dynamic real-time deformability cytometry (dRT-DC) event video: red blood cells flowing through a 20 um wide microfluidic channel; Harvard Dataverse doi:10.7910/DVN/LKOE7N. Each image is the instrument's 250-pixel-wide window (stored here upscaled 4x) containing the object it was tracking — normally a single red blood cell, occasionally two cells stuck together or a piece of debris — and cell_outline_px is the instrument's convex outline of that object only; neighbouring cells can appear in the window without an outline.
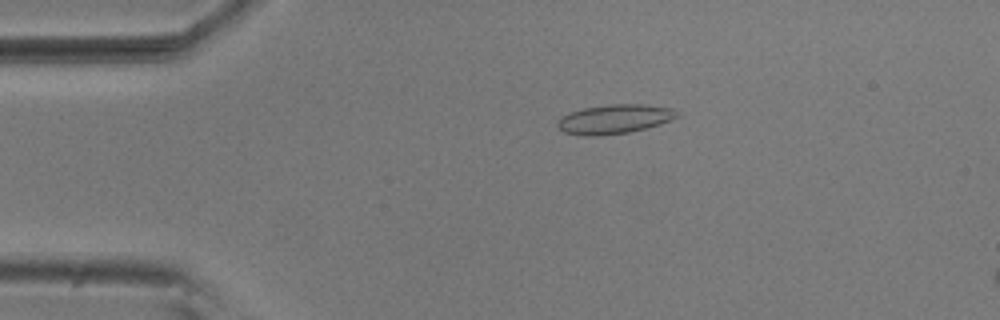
{"species": "common noctule bat (a hibernating species)", "species_latin": "Nyctalus noctula", "temperature_condition": "room temperature", "stored_images_in_passage": 4, "camera_frame_rate_fps": 3000, "um_per_image_px": 0.085, "animal": {"sex": "male", "body_mass_g": 20.5, "forearm_length_mm": 52.5}, "frame": {"image": 1, "passage_image": 3, "time_ms": 0.667, "image_size_px": [1000, 320], "cell_outline_px": [[680, 116], [672, 120], [660, 124], [628, 132], [600, 136], [584, 136], [564, 132], [556, 124], [560, 116], [584, 108], [608, 104], [644, 104], [672, 108]], "centroid_in_image_um": [52.22, 10.12], "position_along_channel_um": 32.8, "area_um2": 20.35}}